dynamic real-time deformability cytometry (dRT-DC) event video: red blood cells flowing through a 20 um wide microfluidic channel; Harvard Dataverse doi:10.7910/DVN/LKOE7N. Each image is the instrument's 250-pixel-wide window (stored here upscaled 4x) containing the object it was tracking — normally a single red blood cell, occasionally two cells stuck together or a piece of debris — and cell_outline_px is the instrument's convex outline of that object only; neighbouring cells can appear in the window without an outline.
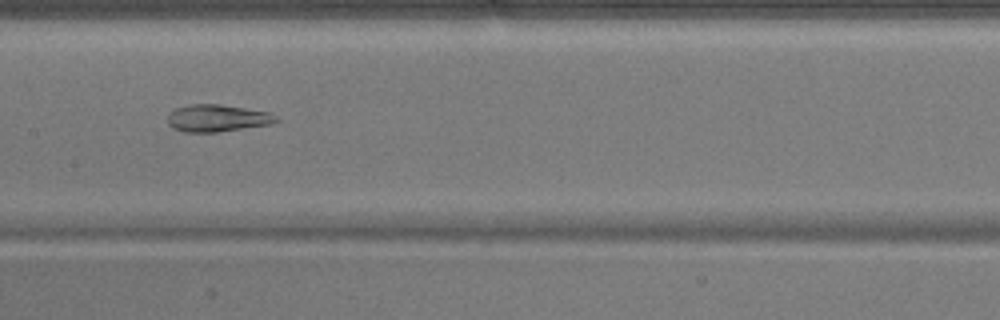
{"species": "common noctule bat (a hibernating species)", "species_latin": "Nyctalus noctula", "temperature_condition": "warm", "stored_images_in_passage": 52, "camera_frame_rate_fps": 3000, "um_per_image_px": 0.085, "animal": {"sex": "male", "body_mass_g": 17.9}, "frame": {"image": 1, "passage_image": 26, "time_ms": 8.333, "image_size_px": [1000, 320], "cell_outline_px": [[280, 120], [272, 124], [216, 132], [184, 132], [172, 128], [168, 124], [168, 116], [176, 108], [192, 104], [220, 104], [268, 112], [276, 116]], "centroid_in_image_um": [18.47, 10.05], "position_along_channel_um": 188.9, "area_um2": 17.05}}
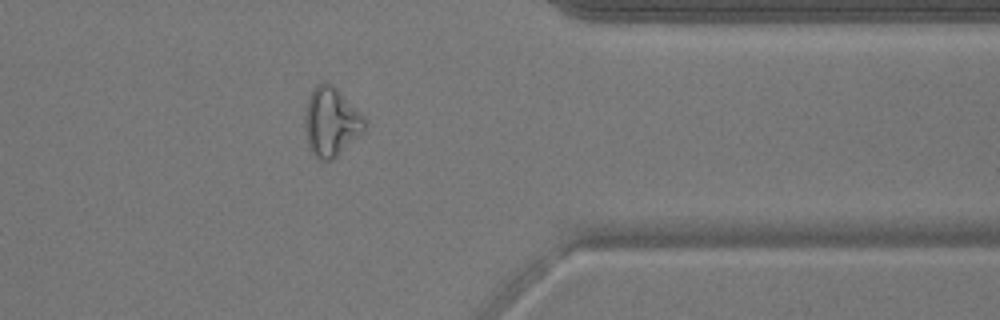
{"frame": {"image": 2, "passage_image": 42, "time_ms": 13.667, "image_size_px": [1000, 320], "cell_outline_px": [[368, 120], [364, 132], [360, 136], [332, 160], [320, 160], [312, 152], [308, 144], [304, 124], [304, 116], [308, 96], [312, 88], [316, 84], [324, 80], [332, 84]], "centroid_in_image_um": [28.15, 10.33], "position_along_channel_um": 383.3, "area_um2": 24.28}}
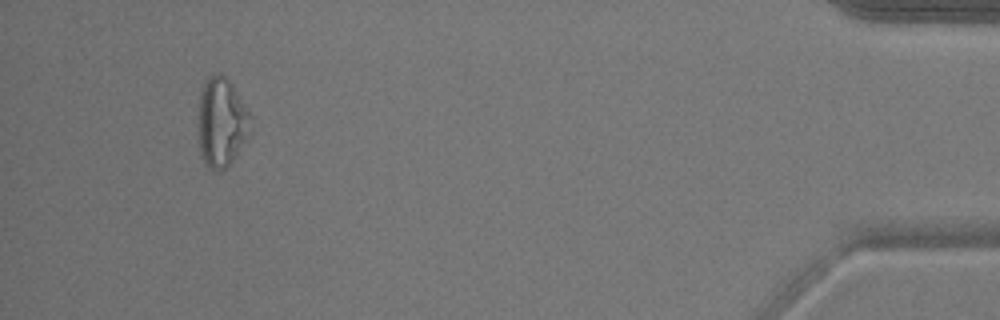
{"frame": {"image": 3, "passage_image": 49, "time_ms": 16.0, "image_size_px": [1000, 320], "cell_outline_px": [[248, 136], [232, 160], [224, 168], [216, 172], [208, 168], [200, 156], [200, 92], [208, 76], [212, 72], [216, 72], [224, 76], [232, 84], [244, 104], [248, 112]], "centroid_in_image_um": [18.8, 10.39], "position_along_channel_um": 416.4, "area_um2": 26.36}, "authors_computed_cell_mechanics": {"area_um2": 24.3627, "velocity_mm_per_s": 3.8908, "shape_relaxation_time_tau1_ms": null, "shape_relaxation_time_tau2_ms": 2.5352, "deformation_change_tau1": null, "deformation_change_tau2": 0.128}}